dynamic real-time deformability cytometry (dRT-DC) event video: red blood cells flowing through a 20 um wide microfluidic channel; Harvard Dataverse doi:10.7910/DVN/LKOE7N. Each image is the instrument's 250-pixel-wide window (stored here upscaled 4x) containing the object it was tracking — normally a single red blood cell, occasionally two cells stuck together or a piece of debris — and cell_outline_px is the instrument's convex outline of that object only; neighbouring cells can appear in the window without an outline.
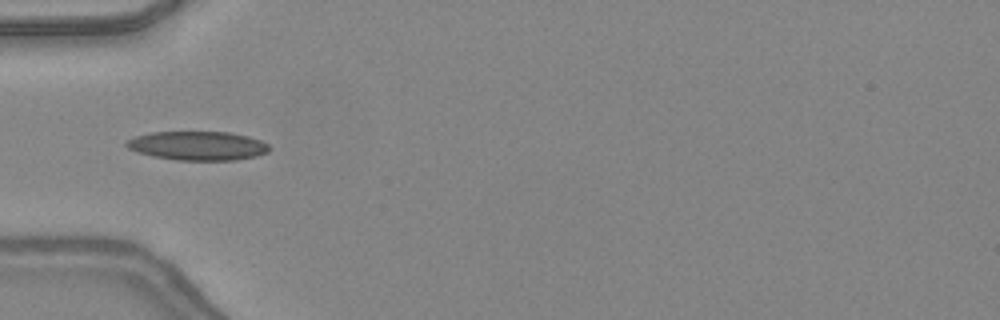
{"species": "common noctule bat (a hibernating species)", "species_latin": "Nyctalus noctula", "temperature_condition": "warm", "stored_images_in_passage": 5, "camera_frame_rate_fps": 3000, "um_per_image_px": 0.085, "animal": {"sex": "female", "body_mass_g": 24.6, "forearm_length_mm": 56.2}, "frame": {"image": 1, "passage_image": 2, "time_ms": 0.333, "image_size_px": [1000, 320], "cell_outline_px": [[272, 148], [268, 152], [256, 156], [236, 160], [176, 160], [152, 156], [136, 152], [128, 148], [124, 144], [128, 140], [136, 136], [152, 132], [228, 132], [248, 136], [260, 140], [268, 144]], "centroid_in_image_um": [16.82, 12.39], "position_along_channel_um": 68.2, "area_um2": 24.16}}